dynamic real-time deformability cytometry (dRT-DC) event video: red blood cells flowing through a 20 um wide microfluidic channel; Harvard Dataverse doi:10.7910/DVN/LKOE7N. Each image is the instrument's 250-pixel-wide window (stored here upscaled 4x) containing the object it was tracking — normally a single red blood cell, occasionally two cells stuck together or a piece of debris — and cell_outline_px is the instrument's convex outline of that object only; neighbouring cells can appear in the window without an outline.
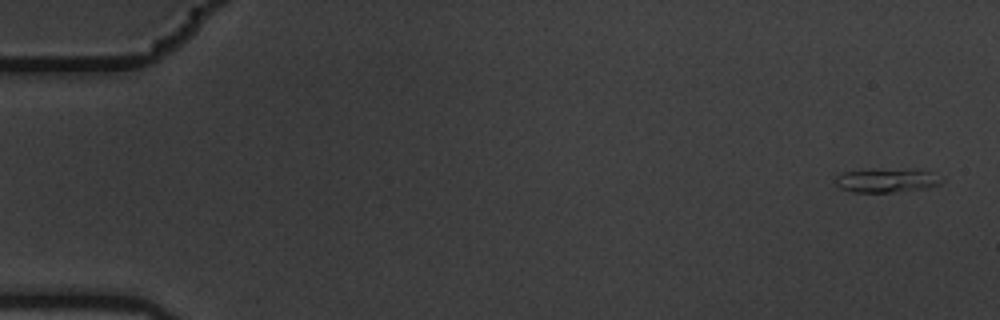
{"species": "common noctule bat (a hibernating species)", "species_latin": "Nyctalus noctula", "temperature_condition": "warm", "stored_images_in_passage": 6, "segment_of_instrument_passage": [2, 2], "camera_frame_rate_fps": 3000, "um_per_image_px": 0.085, "animal": {"sex": "male", "body_mass_g": 19.5, "forearm_length_mm": 54.6}, "frame": {"image": 1, "passage_image": 6, "time_ms": 1.667, "image_size_px": [1000, 320], "cell_outline_px": [[944, 180], [940, 184], [928, 188], [892, 192], [852, 192], [840, 188], [836, 184], [836, 176], [840, 172], [880, 168], [916, 168], [932, 172]], "centroid_in_image_um": [75.39, 15.3], "position_along_channel_um": 9.6, "area_um2": 15.37}}